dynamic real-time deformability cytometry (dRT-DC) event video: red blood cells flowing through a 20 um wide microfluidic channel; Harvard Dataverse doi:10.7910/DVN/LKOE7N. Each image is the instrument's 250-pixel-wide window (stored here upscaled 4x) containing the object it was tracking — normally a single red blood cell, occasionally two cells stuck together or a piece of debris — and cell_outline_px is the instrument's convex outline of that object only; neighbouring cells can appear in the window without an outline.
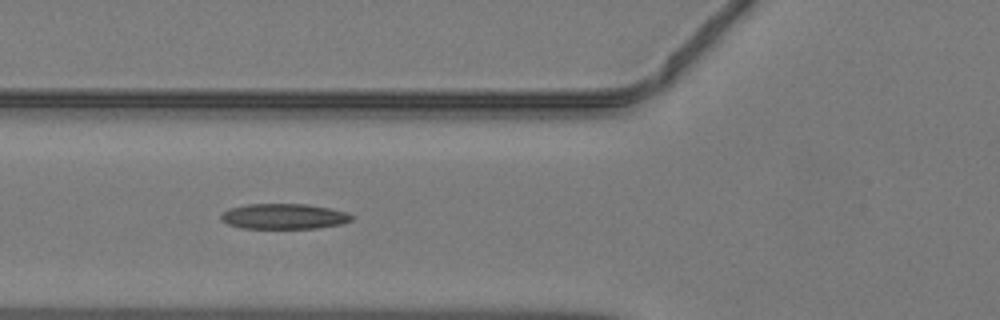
{"species": "common noctule bat (a hibernating species)", "species_latin": "Nyctalus noctula", "temperature_condition": "warm", "stored_images_in_passage": 27, "camera_frame_rate_fps": 3000, "um_per_image_px": 0.085, "animal": {"sex": "male", "body_mass_g": 19.2, "forearm_length_mm": 51.8}, "frame": {"image": 1, "passage_image": 5, "time_ms": 1.333, "image_size_px": [1000, 320], "cell_outline_px": [[356, 216], [352, 220], [340, 224], [316, 228], [240, 228], [228, 224], [220, 220], [220, 212], [228, 208], [244, 204], [308, 204], [348, 212]], "centroid_in_image_um": [24.09, 18.38], "position_along_channel_um": 101.7, "area_um2": 19.59}}
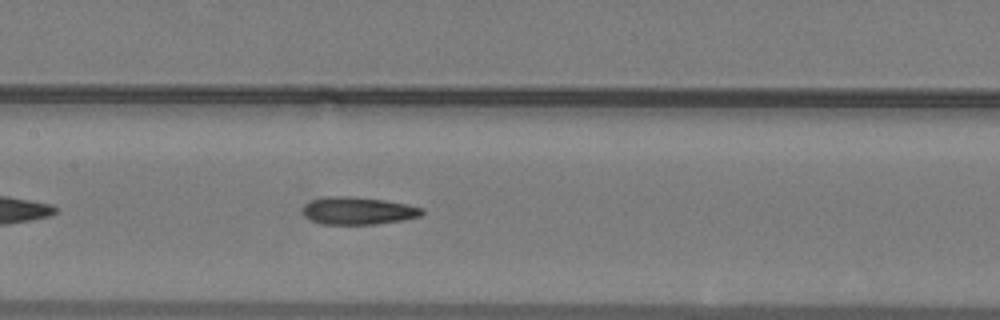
{"frame": {"image": 2, "passage_image": 10, "time_ms": 3.0, "image_size_px": [1000, 320], "cell_outline_px": [[424, 212], [420, 216], [400, 220], [376, 224], [320, 224], [304, 216], [304, 204], [312, 200], [324, 196], [352, 196], [384, 200], [408, 204], [424, 208]], "centroid_in_image_um": [30.43, 17.9], "position_along_channel_um": 177.0, "area_um2": 19.13}}
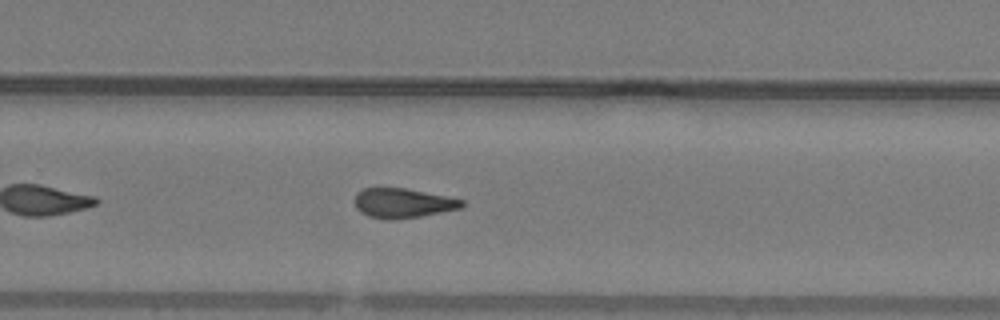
{"frame": {"image": 3, "passage_image": 18, "time_ms": 5.667, "image_size_px": [1000, 320], "cell_outline_px": [[464, 204], [460, 208], [420, 216], [392, 220], [388, 220], [368, 216], [360, 212], [356, 208], [356, 192], [364, 188], [404, 188], [448, 196], [464, 200]], "centroid_in_image_um": [34.23, 17.26], "position_along_channel_um": 295.6, "area_um2": 18.38}}